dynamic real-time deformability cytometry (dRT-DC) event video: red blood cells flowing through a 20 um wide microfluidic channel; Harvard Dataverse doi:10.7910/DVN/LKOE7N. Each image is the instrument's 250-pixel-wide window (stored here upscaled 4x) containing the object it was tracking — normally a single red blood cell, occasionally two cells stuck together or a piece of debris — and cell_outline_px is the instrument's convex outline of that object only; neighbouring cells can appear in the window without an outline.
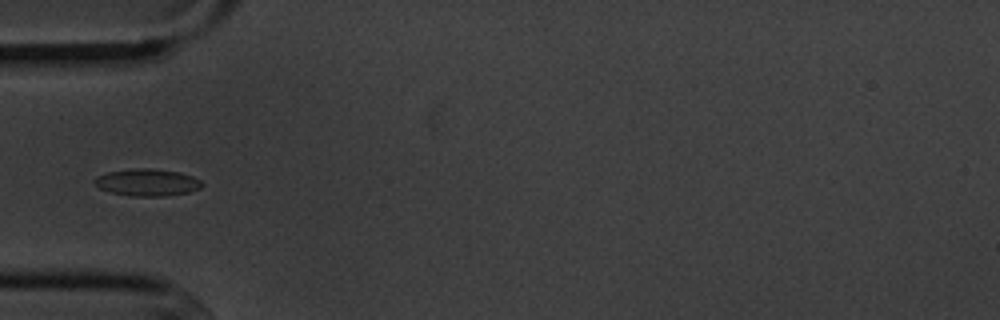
{"species": "common noctule bat (a hibernating species)", "species_latin": "Nyctalus noctula", "temperature_condition": "cold", "stored_images_in_passage": 6, "camera_frame_rate_fps": 3000, "um_per_image_px": 0.085, "animal": {"sex": "male", "body_mass_g": 20.1, "forearm_length_mm": 53.5}, "frame": {"image": 1, "passage_image": 1, "time_ms": 0.0, "image_size_px": [1000, 320], "cell_outline_px": [[204, 184], [200, 188], [188, 192], [164, 196], [132, 196], [108, 192], [100, 188], [92, 180], [96, 176], [108, 172], [128, 168], [152, 168], [180, 172], [192, 176], [200, 180]], "centroid_in_image_um": [12.49, 15.49], "position_along_channel_um": 72.5, "area_um2": 17.11}}
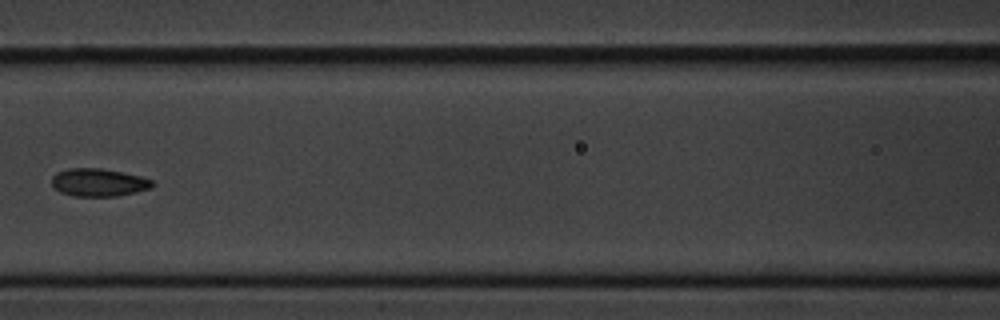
{"frame": {"image": 2, "passage_image": 3, "time_ms": 2.333, "image_size_px": [1000, 320], "cell_outline_px": [[156, 184], [152, 188], [136, 192], [116, 196], [72, 196], [60, 192], [52, 184], [52, 176], [56, 172], [68, 168], [100, 168], [140, 176], [152, 180]], "centroid_in_image_um": [8.38, 15.51], "position_along_channel_um": 158.2, "area_um2": 16.36}}
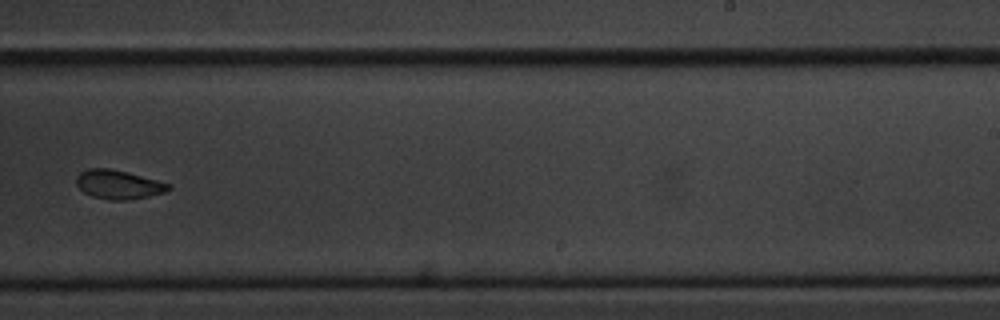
{"frame": {"image": 3, "passage_image": 6, "time_ms": 5.667, "image_size_px": [1000, 320], "cell_outline_px": [[172, 188], [164, 192], [148, 196], [124, 200], [108, 200], [92, 196], [84, 192], [76, 184], [76, 176], [80, 172], [88, 168], [108, 168], [128, 172], [172, 184]], "centroid_in_image_um": [10.06, 15.67], "position_along_channel_um": 278.9, "area_um2": 15.55}}